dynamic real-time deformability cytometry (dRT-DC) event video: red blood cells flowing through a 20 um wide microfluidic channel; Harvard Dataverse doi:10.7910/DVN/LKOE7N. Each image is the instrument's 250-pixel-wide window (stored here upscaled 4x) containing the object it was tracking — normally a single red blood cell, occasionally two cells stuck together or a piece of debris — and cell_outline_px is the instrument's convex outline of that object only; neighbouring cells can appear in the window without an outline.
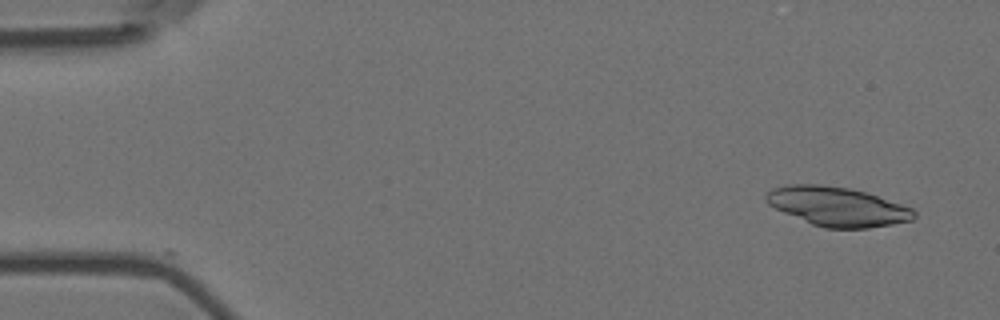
{"species": "Egyptian fruit bat (a non-hibernating species)", "species_latin": "Rousettus aegyptiacus", "temperature_condition": "room temperature", "stored_images_in_passage": 5, "camera_frame_rate_fps": 3000, "um_per_image_px": 0.085, "animal": {"sex": "female"}, "frame": {"image": 1, "passage_image": 1, "time_ms": 0.0, "image_size_px": [1000, 320], "cell_outline_px": [[916, 216], [912, 220], [892, 224], [868, 228], [824, 228], [812, 224], [784, 212], [768, 204], [764, 200], [764, 196], [772, 188], [788, 184], [820, 184], [848, 188], [868, 192], [912, 208], [916, 212]], "centroid_in_image_um": [71.18, 17.54], "position_along_channel_um": 13.8, "area_um2": 33.76}}